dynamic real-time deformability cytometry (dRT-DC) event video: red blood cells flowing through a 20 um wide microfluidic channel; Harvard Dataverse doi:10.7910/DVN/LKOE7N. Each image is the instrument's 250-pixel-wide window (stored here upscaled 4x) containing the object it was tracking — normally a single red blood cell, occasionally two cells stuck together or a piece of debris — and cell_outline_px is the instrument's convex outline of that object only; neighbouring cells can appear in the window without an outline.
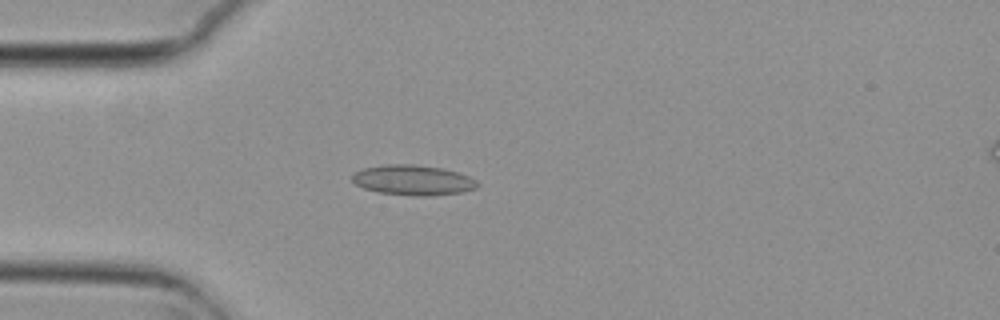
{"species": "common noctule bat (a hibernating species)", "species_latin": "Nyctalus noctula", "temperature_condition": "cold", "stored_images_in_passage": 1, "camera_frame_rate_fps": 3000, "um_per_image_px": 0.085, "animal": {"sex": "female", "body_mass_g": 29.2, "forearm_length_mm": 56.3}, "frame": {"image": 1, "passage_image": 1, "time_ms": 0.0, "image_size_px": [1000, 320], "cell_outline_px": [[480, 184], [476, 188], [464, 192], [432, 196], [416, 196], [380, 192], [364, 188], [356, 184], [352, 180], [352, 176], [356, 172], [364, 168], [384, 164], [416, 164], [444, 168], [468, 176], [476, 180]], "centroid_in_image_um": [35.15, 15.31], "position_along_channel_um": 49.9, "area_um2": 22.08}}